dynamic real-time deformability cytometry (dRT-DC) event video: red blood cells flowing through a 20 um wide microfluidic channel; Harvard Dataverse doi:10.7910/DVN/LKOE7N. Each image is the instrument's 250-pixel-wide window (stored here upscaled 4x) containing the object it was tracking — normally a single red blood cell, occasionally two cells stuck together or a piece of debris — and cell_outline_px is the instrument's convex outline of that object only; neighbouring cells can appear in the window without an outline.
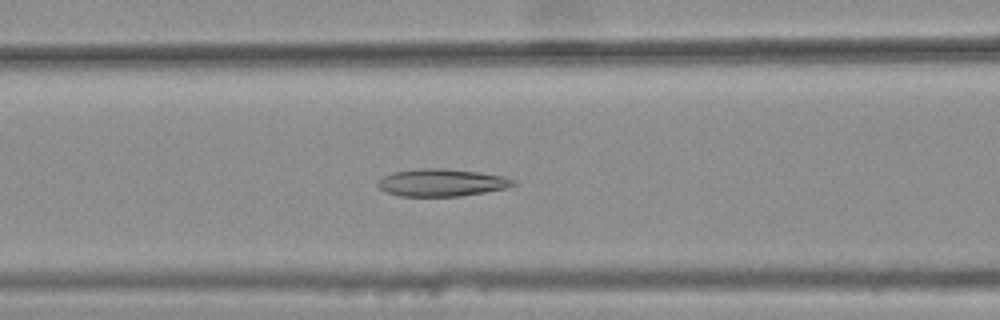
{"species": "common noctule bat (a hibernating species)", "species_latin": "Nyctalus noctula", "temperature_condition": "warm", "stored_images_in_passage": 45, "camera_frame_rate_fps": 3000, "um_per_image_px": 0.085, "animal": {"sex": "female", "body_mass_g": 25.1}, "frame": {"image": 1, "passage_image": 22, "time_ms": 7.0, "image_size_px": [1000, 320], "cell_outline_px": [[516, 184], [504, 188], [484, 192], [460, 196], [400, 196], [384, 192], [376, 184], [380, 176], [392, 172], [420, 168], [440, 168], [480, 172], [504, 176], [516, 180]], "centroid_in_image_um": [37.49, 15.51], "position_along_channel_um": 129.1, "area_um2": 21.79}}
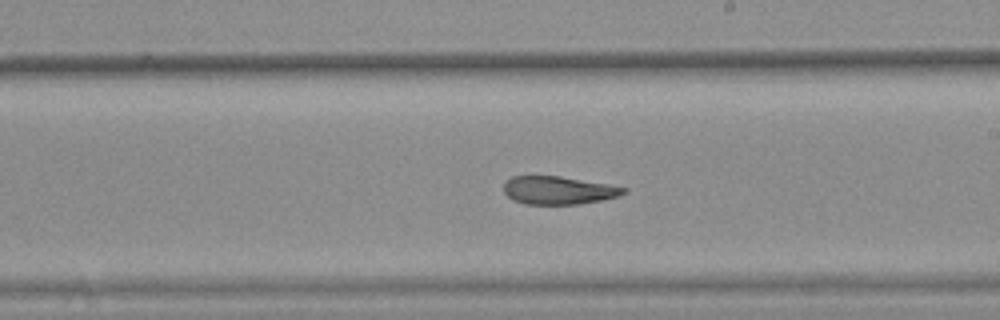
{"frame": {"image": 2, "passage_image": 31, "time_ms": 10.0, "image_size_px": [1000, 320], "cell_outline_px": [[628, 192], [616, 196], [600, 200], [580, 204], [524, 204], [512, 200], [504, 192], [504, 184], [512, 176], [560, 176], [608, 184], [628, 188]], "centroid_in_image_um": [47.46, 16.17], "position_along_channel_um": 241.5, "area_um2": 19.54}}
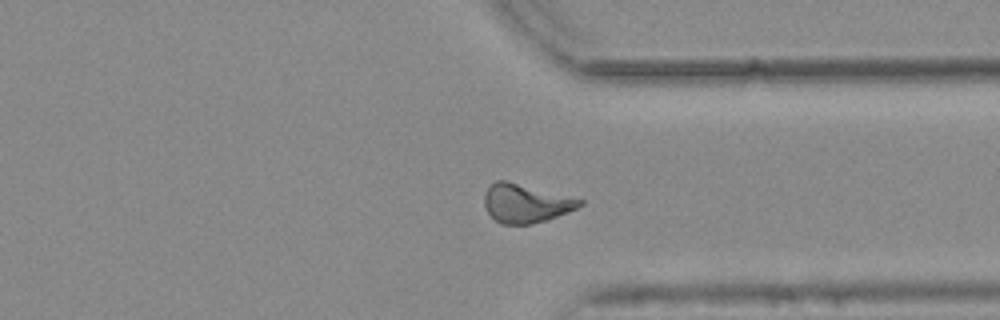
{"frame": {"image": 3, "passage_image": 41, "time_ms": 13.333, "image_size_px": [1000, 320], "cell_outline_px": [[584, 204], [568, 212], [548, 220], [532, 224], [500, 224], [488, 212], [484, 204], [484, 192], [496, 180], [508, 180], [584, 200]], "centroid_in_image_um": [44.69, 17.28], "position_along_channel_um": 366.7, "area_um2": 21.56}, "authors_computed_cell_mechanics": {"area_um2": 21.5594, "velocity_mm_per_s": 3.757, "shape_relaxation_time_tau1_ms": null, "shape_relaxation_time_tau2_ms": 3.4461, "deformation_change_tau1": null, "deformation_change_tau2": 0.1229}}